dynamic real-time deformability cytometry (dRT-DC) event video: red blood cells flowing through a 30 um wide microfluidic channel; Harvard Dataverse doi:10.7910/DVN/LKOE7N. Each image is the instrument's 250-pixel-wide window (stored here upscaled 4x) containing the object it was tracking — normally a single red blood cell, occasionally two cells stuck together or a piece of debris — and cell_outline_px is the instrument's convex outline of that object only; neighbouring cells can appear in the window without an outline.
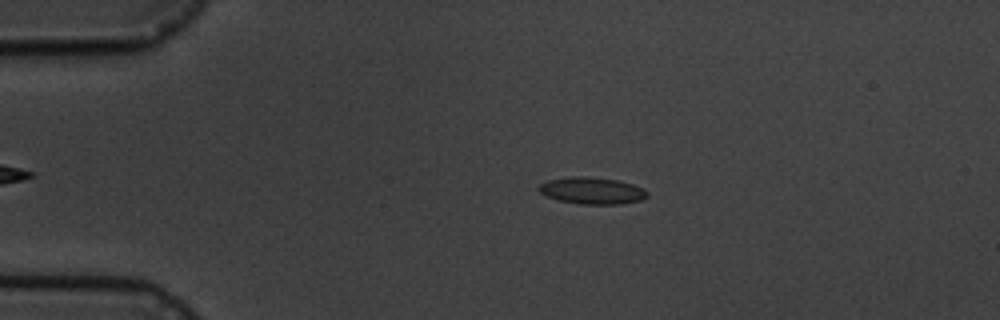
{"species": "common noctule bat (a hibernating species)", "species_latin": "Nyctalus noctula", "temperature_condition": "cold", "stored_images_in_passage": 9, "camera_frame_rate_fps": 3000, "um_per_image_px": 0.085, "animal": {"sex": "male", "body_mass_g": 19.5, "forearm_length_mm": 54.6}, "frame": {"image": 1, "passage_image": 2, "time_ms": 1.333, "image_size_px": [1000, 320], "cell_outline_px": [[648, 196], [640, 200], [620, 204], [580, 204], [560, 200], [544, 196], [536, 188], [540, 184], [548, 180], [576, 176], [584, 176], [620, 180], [644, 188], [648, 192]], "centroid_in_image_um": [50.32, 16.2], "position_along_channel_um": 34.7, "area_um2": 16.99}}
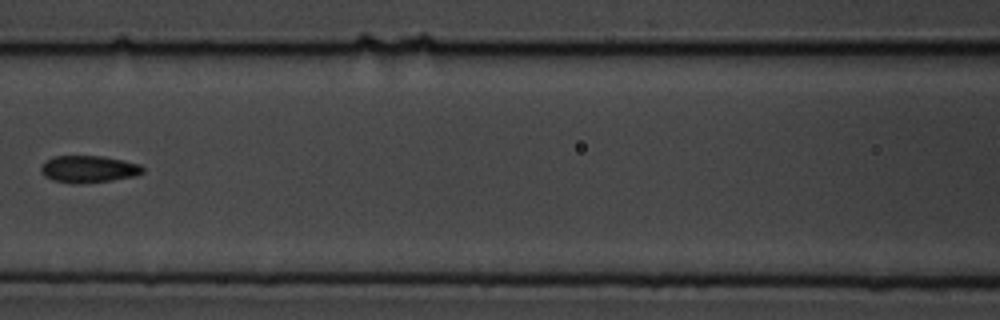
{"frame": {"image": 2, "passage_image": 6, "time_ms": 6.0, "image_size_px": [1000, 320], "cell_outline_px": [[144, 172], [136, 176], [112, 180], [80, 184], [76, 184], [52, 180], [44, 176], [40, 172], [40, 168], [48, 160], [56, 156], [104, 156], [140, 164], [144, 168]], "centroid_in_image_um": [7.55, 14.38], "position_along_channel_um": 159.0, "area_um2": 16.07}}
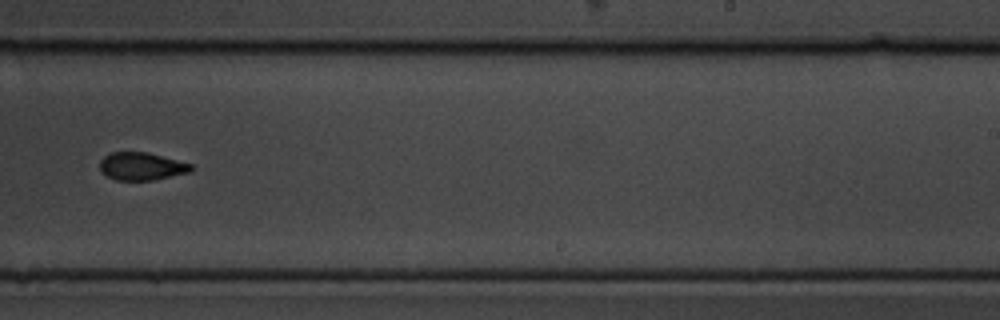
{"frame": {"image": 3, "passage_image": 9, "time_ms": 9.333, "image_size_px": [1000, 320], "cell_outline_px": [[192, 172], [152, 180], [116, 180], [100, 172], [100, 160], [108, 152], [148, 152], [192, 164]], "centroid_in_image_um": [12.02, 14.13], "position_along_channel_um": 277.0, "area_um2": 14.85}}